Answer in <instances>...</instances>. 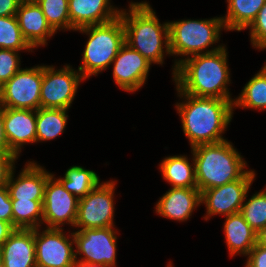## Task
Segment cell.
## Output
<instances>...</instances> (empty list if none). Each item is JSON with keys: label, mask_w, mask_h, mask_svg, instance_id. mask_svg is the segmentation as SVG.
I'll use <instances>...</instances> for the list:
<instances>
[{"label": "cell", "mask_w": 266, "mask_h": 267, "mask_svg": "<svg viewBox=\"0 0 266 267\" xmlns=\"http://www.w3.org/2000/svg\"><path fill=\"white\" fill-rule=\"evenodd\" d=\"M225 47L214 52L176 60L173 68L176 87L181 92L196 97L234 100L230 98L227 89L230 71Z\"/></svg>", "instance_id": "cell-1"}, {"label": "cell", "mask_w": 266, "mask_h": 267, "mask_svg": "<svg viewBox=\"0 0 266 267\" xmlns=\"http://www.w3.org/2000/svg\"><path fill=\"white\" fill-rule=\"evenodd\" d=\"M176 89L180 98L187 100L177 102L176 109L190 147L225 141L222 133L233 117L234 100L196 97Z\"/></svg>", "instance_id": "cell-2"}, {"label": "cell", "mask_w": 266, "mask_h": 267, "mask_svg": "<svg viewBox=\"0 0 266 267\" xmlns=\"http://www.w3.org/2000/svg\"><path fill=\"white\" fill-rule=\"evenodd\" d=\"M129 8L128 12L122 9L120 12L125 29V43L151 64L162 65L163 53L171 55L168 22L159 23L155 11L148 2H131Z\"/></svg>", "instance_id": "cell-3"}, {"label": "cell", "mask_w": 266, "mask_h": 267, "mask_svg": "<svg viewBox=\"0 0 266 267\" xmlns=\"http://www.w3.org/2000/svg\"><path fill=\"white\" fill-rule=\"evenodd\" d=\"M191 149L200 192L236 181L248 171L246 161L227 140Z\"/></svg>", "instance_id": "cell-4"}, {"label": "cell", "mask_w": 266, "mask_h": 267, "mask_svg": "<svg viewBox=\"0 0 266 267\" xmlns=\"http://www.w3.org/2000/svg\"><path fill=\"white\" fill-rule=\"evenodd\" d=\"M89 36L78 71L84 79L104 71L125 44V29L121 17L99 25H89L76 31Z\"/></svg>", "instance_id": "cell-5"}, {"label": "cell", "mask_w": 266, "mask_h": 267, "mask_svg": "<svg viewBox=\"0 0 266 267\" xmlns=\"http://www.w3.org/2000/svg\"><path fill=\"white\" fill-rule=\"evenodd\" d=\"M168 27L170 53L173 56L183 55L188 58L189 55L210 53L224 47L218 45L216 48L206 50L215 42L218 43L220 31L225 29L222 17L168 22Z\"/></svg>", "instance_id": "cell-6"}, {"label": "cell", "mask_w": 266, "mask_h": 267, "mask_svg": "<svg viewBox=\"0 0 266 267\" xmlns=\"http://www.w3.org/2000/svg\"><path fill=\"white\" fill-rule=\"evenodd\" d=\"M115 184V181L99 183L79 199L74 227H80V230L114 227Z\"/></svg>", "instance_id": "cell-7"}, {"label": "cell", "mask_w": 266, "mask_h": 267, "mask_svg": "<svg viewBox=\"0 0 266 267\" xmlns=\"http://www.w3.org/2000/svg\"><path fill=\"white\" fill-rule=\"evenodd\" d=\"M82 80L80 72L69 65L57 71L53 65H43L40 107L68 110Z\"/></svg>", "instance_id": "cell-8"}, {"label": "cell", "mask_w": 266, "mask_h": 267, "mask_svg": "<svg viewBox=\"0 0 266 267\" xmlns=\"http://www.w3.org/2000/svg\"><path fill=\"white\" fill-rule=\"evenodd\" d=\"M113 228L78 229L73 232L76 261L83 264L116 267L117 231ZM77 255L84 257L77 260Z\"/></svg>", "instance_id": "cell-9"}, {"label": "cell", "mask_w": 266, "mask_h": 267, "mask_svg": "<svg viewBox=\"0 0 266 267\" xmlns=\"http://www.w3.org/2000/svg\"><path fill=\"white\" fill-rule=\"evenodd\" d=\"M41 83L42 66L21 68L0 87V107L39 109Z\"/></svg>", "instance_id": "cell-10"}, {"label": "cell", "mask_w": 266, "mask_h": 267, "mask_svg": "<svg viewBox=\"0 0 266 267\" xmlns=\"http://www.w3.org/2000/svg\"><path fill=\"white\" fill-rule=\"evenodd\" d=\"M254 178L255 171L248 170L236 181L202 191L201 203L205 204L207 209L203 218L208 220L216 214L229 216L239 213Z\"/></svg>", "instance_id": "cell-11"}, {"label": "cell", "mask_w": 266, "mask_h": 267, "mask_svg": "<svg viewBox=\"0 0 266 267\" xmlns=\"http://www.w3.org/2000/svg\"><path fill=\"white\" fill-rule=\"evenodd\" d=\"M35 229V255L36 267H73L75 250L72 247L74 241L63 233V229L46 228L40 232Z\"/></svg>", "instance_id": "cell-12"}, {"label": "cell", "mask_w": 266, "mask_h": 267, "mask_svg": "<svg viewBox=\"0 0 266 267\" xmlns=\"http://www.w3.org/2000/svg\"><path fill=\"white\" fill-rule=\"evenodd\" d=\"M79 199L65 190L53 174L48 177L43 201V222L46 228L60 229L62 225L75 226Z\"/></svg>", "instance_id": "cell-13"}, {"label": "cell", "mask_w": 266, "mask_h": 267, "mask_svg": "<svg viewBox=\"0 0 266 267\" xmlns=\"http://www.w3.org/2000/svg\"><path fill=\"white\" fill-rule=\"evenodd\" d=\"M115 83L126 92L139 90L148 77L151 63L138 51L124 44L113 62Z\"/></svg>", "instance_id": "cell-14"}, {"label": "cell", "mask_w": 266, "mask_h": 267, "mask_svg": "<svg viewBox=\"0 0 266 267\" xmlns=\"http://www.w3.org/2000/svg\"><path fill=\"white\" fill-rule=\"evenodd\" d=\"M24 167L17 179L14 180L13 170L10 174L6 185L10 199L44 201L45 186L51 173L35 162H29Z\"/></svg>", "instance_id": "cell-15"}, {"label": "cell", "mask_w": 266, "mask_h": 267, "mask_svg": "<svg viewBox=\"0 0 266 267\" xmlns=\"http://www.w3.org/2000/svg\"><path fill=\"white\" fill-rule=\"evenodd\" d=\"M15 16L22 36L33 49L45 46L47 38L55 34L35 0H22Z\"/></svg>", "instance_id": "cell-16"}, {"label": "cell", "mask_w": 266, "mask_h": 267, "mask_svg": "<svg viewBox=\"0 0 266 267\" xmlns=\"http://www.w3.org/2000/svg\"><path fill=\"white\" fill-rule=\"evenodd\" d=\"M4 127L10 149L19 156L24 144L36 142V110L4 107Z\"/></svg>", "instance_id": "cell-17"}, {"label": "cell", "mask_w": 266, "mask_h": 267, "mask_svg": "<svg viewBox=\"0 0 266 267\" xmlns=\"http://www.w3.org/2000/svg\"><path fill=\"white\" fill-rule=\"evenodd\" d=\"M68 8L70 23L75 30L111 22L121 12L111 5L110 0H69Z\"/></svg>", "instance_id": "cell-18"}, {"label": "cell", "mask_w": 266, "mask_h": 267, "mask_svg": "<svg viewBox=\"0 0 266 267\" xmlns=\"http://www.w3.org/2000/svg\"><path fill=\"white\" fill-rule=\"evenodd\" d=\"M0 251L2 267H36L35 229H16Z\"/></svg>", "instance_id": "cell-19"}, {"label": "cell", "mask_w": 266, "mask_h": 267, "mask_svg": "<svg viewBox=\"0 0 266 267\" xmlns=\"http://www.w3.org/2000/svg\"><path fill=\"white\" fill-rule=\"evenodd\" d=\"M201 204L198 188L169 189L157 202L158 215L177 221H187L194 209Z\"/></svg>", "instance_id": "cell-20"}, {"label": "cell", "mask_w": 266, "mask_h": 267, "mask_svg": "<svg viewBox=\"0 0 266 267\" xmlns=\"http://www.w3.org/2000/svg\"><path fill=\"white\" fill-rule=\"evenodd\" d=\"M225 220L224 232L230 256L238 253L247 256L256 245L257 234L240 212L226 216Z\"/></svg>", "instance_id": "cell-21"}, {"label": "cell", "mask_w": 266, "mask_h": 267, "mask_svg": "<svg viewBox=\"0 0 266 267\" xmlns=\"http://www.w3.org/2000/svg\"><path fill=\"white\" fill-rule=\"evenodd\" d=\"M192 163H189L188 157L175 155L164 158L159 168L172 187L197 188L194 160Z\"/></svg>", "instance_id": "cell-22"}, {"label": "cell", "mask_w": 266, "mask_h": 267, "mask_svg": "<svg viewBox=\"0 0 266 267\" xmlns=\"http://www.w3.org/2000/svg\"><path fill=\"white\" fill-rule=\"evenodd\" d=\"M227 15L222 17L225 30L247 29L257 17L266 0H227Z\"/></svg>", "instance_id": "cell-23"}, {"label": "cell", "mask_w": 266, "mask_h": 267, "mask_svg": "<svg viewBox=\"0 0 266 267\" xmlns=\"http://www.w3.org/2000/svg\"><path fill=\"white\" fill-rule=\"evenodd\" d=\"M67 109L39 108L36 110V142L53 140L65 130Z\"/></svg>", "instance_id": "cell-24"}, {"label": "cell", "mask_w": 266, "mask_h": 267, "mask_svg": "<svg viewBox=\"0 0 266 267\" xmlns=\"http://www.w3.org/2000/svg\"><path fill=\"white\" fill-rule=\"evenodd\" d=\"M234 99L233 106L258 110L266 109V64L256 73Z\"/></svg>", "instance_id": "cell-25"}, {"label": "cell", "mask_w": 266, "mask_h": 267, "mask_svg": "<svg viewBox=\"0 0 266 267\" xmlns=\"http://www.w3.org/2000/svg\"><path fill=\"white\" fill-rule=\"evenodd\" d=\"M65 190L72 193L78 199L85 197L100 183L99 176L93 170H87L81 166L70 167L63 178L58 179Z\"/></svg>", "instance_id": "cell-26"}, {"label": "cell", "mask_w": 266, "mask_h": 267, "mask_svg": "<svg viewBox=\"0 0 266 267\" xmlns=\"http://www.w3.org/2000/svg\"><path fill=\"white\" fill-rule=\"evenodd\" d=\"M11 202L12 225L16 229H36L42 226L43 201L11 200Z\"/></svg>", "instance_id": "cell-27"}, {"label": "cell", "mask_w": 266, "mask_h": 267, "mask_svg": "<svg viewBox=\"0 0 266 267\" xmlns=\"http://www.w3.org/2000/svg\"><path fill=\"white\" fill-rule=\"evenodd\" d=\"M41 7L43 14L51 26L57 32L58 29H75L71 26L69 17V0H35Z\"/></svg>", "instance_id": "cell-28"}, {"label": "cell", "mask_w": 266, "mask_h": 267, "mask_svg": "<svg viewBox=\"0 0 266 267\" xmlns=\"http://www.w3.org/2000/svg\"><path fill=\"white\" fill-rule=\"evenodd\" d=\"M0 49L33 50L22 36L15 15L0 17Z\"/></svg>", "instance_id": "cell-29"}, {"label": "cell", "mask_w": 266, "mask_h": 267, "mask_svg": "<svg viewBox=\"0 0 266 267\" xmlns=\"http://www.w3.org/2000/svg\"><path fill=\"white\" fill-rule=\"evenodd\" d=\"M240 213L256 234L266 226V189L244 201Z\"/></svg>", "instance_id": "cell-30"}, {"label": "cell", "mask_w": 266, "mask_h": 267, "mask_svg": "<svg viewBox=\"0 0 266 267\" xmlns=\"http://www.w3.org/2000/svg\"><path fill=\"white\" fill-rule=\"evenodd\" d=\"M18 52L12 49H0V87L21 69Z\"/></svg>", "instance_id": "cell-31"}, {"label": "cell", "mask_w": 266, "mask_h": 267, "mask_svg": "<svg viewBox=\"0 0 266 267\" xmlns=\"http://www.w3.org/2000/svg\"><path fill=\"white\" fill-rule=\"evenodd\" d=\"M252 46L266 49V2L258 11L257 17L249 26Z\"/></svg>", "instance_id": "cell-32"}, {"label": "cell", "mask_w": 266, "mask_h": 267, "mask_svg": "<svg viewBox=\"0 0 266 267\" xmlns=\"http://www.w3.org/2000/svg\"><path fill=\"white\" fill-rule=\"evenodd\" d=\"M18 156L14 152H0V186H6Z\"/></svg>", "instance_id": "cell-33"}, {"label": "cell", "mask_w": 266, "mask_h": 267, "mask_svg": "<svg viewBox=\"0 0 266 267\" xmlns=\"http://www.w3.org/2000/svg\"><path fill=\"white\" fill-rule=\"evenodd\" d=\"M12 202L6 186H0V220L12 224Z\"/></svg>", "instance_id": "cell-34"}, {"label": "cell", "mask_w": 266, "mask_h": 267, "mask_svg": "<svg viewBox=\"0 0 266 267\" xmlns=\"http://www.w3.org/2000/svg\"><path fill=\"white\" fill-rule=\"evenodd\" d=\"M247 256L245 267H266V248L256 244Z\"/></svg>", "instance_id": "cell-35"}, {"label": "cell", "mask_w": 266, "mask_h": 267, "mask_svg": "<svg viewBox=\"0 0 266 267\" xmlns=\"http://www.w3.org/2000/svg\"><path fill=\"white\" fill-rule=\"evenodd\" d=\"M22 0H0V17L16 15Z\"/></svg>", "instance_id": "cell-36"}, {"label": "cell", "mask_w": 266, "mask_h": 267, "mask_svg": "<svg viewBox=\"0 0 266 267\" xmlns=\"http://www.w3.org/2000/svg\"><path fill=\"white\" fill-rule=\"evenodd\" d=\"M0 152H13L8 144L4 127V107H0Z\"/></svg>", "instance_id": "cell-37"}, {"label": "cell", "mask_w": 266, "mask_h": 267, "mask_svg": "<svg viewBox=\"0 0 266 267\" xmlns=\"http://www.w3.org/2000/svg\"><path fill=\"white\" fill-rule=\"evenodd\" d=\"M15 230L11 223L0 220V247Z\"/></svg>", "instance_id": "cell-38"}, {"label": "cell", "mask_w": 266, "mask_h": 267, "mask_svg": "<svg viewBox=\"0 0 266 267\" xmlns=\"http://www.w3.org/2000/svg\"><path fill=\"white\" fill-rule=\"evenodd\" d=\"M256 244L266 248V226H264L256 236Z\"/></svg>", "instance_id": "cell-39"}, {"label": "cell", "mask_w": 266, "mask_h": 267, "mask_svg": "<svg viewBox=\"0 0 266 267\" xmlns=\"http://www.w3.org/2000/svg\"><path fill=\"white\" fill-rule=\"evenodd\" d=\"M73 267H105V266L97 264H83L76 261Z\"/></svg>", "instance_id": "cell-40"}, {"label": "cell", "mask_w": 266, "mask_h": 267, "mask_svg": "<svg viewBox=\"0 0 266 267\" xmlns=\"http://www.w3.org/2000/svg\"><path fill=\"white\" fill-rule=\"evenodd\" d=\"M0 267H2V256H1V251H0Z\"/></svg>", "instance_id": "cell-41"}, {"label": "cell", "mask_w": 266, "mask_h": 267, "mask_svg": "<svg viewBox=\"0 0 266 267\" xmlns=\"http://www.w3.org/2000/svg\"><path fill=\"white\" fill-rule=\"evenodd\" d=\"M167 267H172V263L170 262Z\"/></svg>", "instance_id": "cell-42"}]
</instances>
